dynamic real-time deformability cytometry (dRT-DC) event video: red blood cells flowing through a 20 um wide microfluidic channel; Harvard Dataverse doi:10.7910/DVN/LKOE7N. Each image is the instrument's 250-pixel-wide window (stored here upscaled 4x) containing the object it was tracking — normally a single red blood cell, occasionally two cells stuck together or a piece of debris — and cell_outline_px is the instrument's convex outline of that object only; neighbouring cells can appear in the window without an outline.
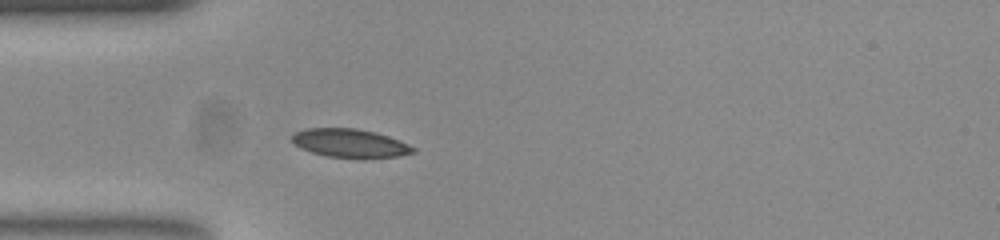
{"species": "common noctule bat (a hibernating species)", "species_latin": "Nyctalus noctula", "temperature_condition": "room temperature", "stored_images_in_passage": 38, "camera_frame_rate_fps": 3000, "um_per_image_px": 0.085, "animal": {"sex": "female", "body_mass_g": 23.0, "forearm_length_mm": 53.4}, "frame": {"image": 1, "passage_image": 1, "time_ms": 0.0, "image_size_px": [1000, 240], "cell_outline_px": [[416, 152], [400, 156], [328, 156], [312, 152], [300, 148], [292, 140], [292, 136], [296, 132], [308, 128], [356, 128], [388, 136], [408, 144], [416, 148]], "centroid_in_image_um": [29.74, 12.14], "position_along_channel_um": 55.3, "area_um2": 19.36}}
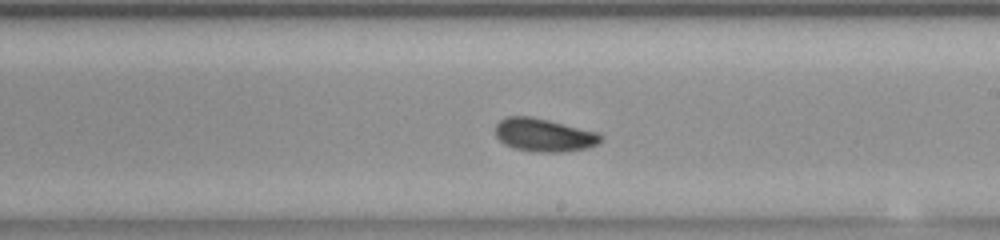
{"frame": {"image": 2, "passage_image": 16, "time_ms": 5.0, "image_size_px": [1000, 240], "cell_outline_px": [[604, 136], [596, 144], [588, 148], [564, 152], [536, 152], [512, 148], [504, 144], [496, 136], [496, 124], [500, 120], [508, 116], [532, 116], [596, 132]], "centroid_in_image_um": [46.21, 11.48], "position_along_channel_um": 242.8, "area_um2": 20.29}}
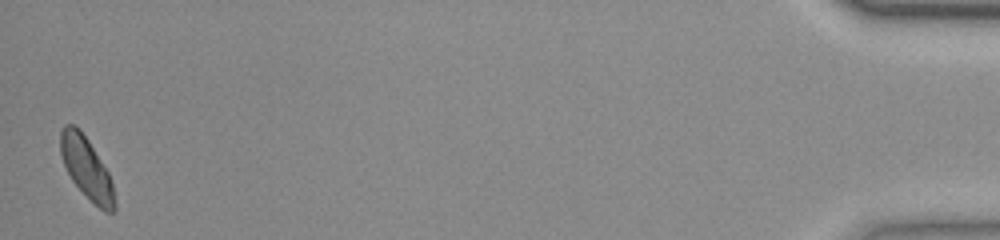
{"frame": {"image": 3, "passage_image": 38, "time_ms": 12.333, "image_size_px": [1000, 240], "cell_outline_px": [[116, 208], [112, 212], [104, 212], [72, 180], [64, 164], [60, 152], [60, 132], [64, 124], [76, 124], [80, 128], [88, 140], [108, 172], [112, 184], [116, 204]], "centroid_in_image_um": [7.35, 14.23], "position_along_channel_um": 427.9, "area_um2": 19.02}, "authors_computed_cell_mechanics": {"area_um2": 19.5653, "velocity_mm_per_s": 3.8525, "shape_relaxation_time_tau1_ms": 3.0202, "shape_relaxation_time_tau2_ms": null, "deformation_change_tau1": 0.104, "deformation_change_tau2": null}}